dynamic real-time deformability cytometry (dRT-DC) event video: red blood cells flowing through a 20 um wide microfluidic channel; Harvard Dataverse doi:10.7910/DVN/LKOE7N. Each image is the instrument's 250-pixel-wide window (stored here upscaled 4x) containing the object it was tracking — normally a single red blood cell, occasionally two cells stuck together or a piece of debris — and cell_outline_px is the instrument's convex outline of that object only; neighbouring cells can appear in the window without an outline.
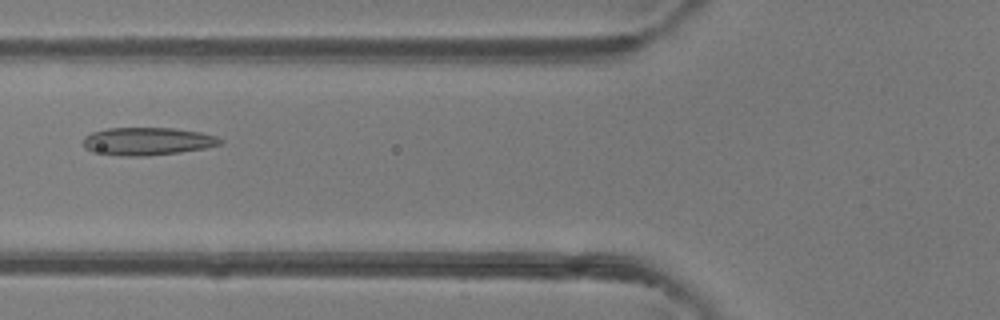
{"species": "common noctule bat (a hibernating species)", "species_latin": "Nyctalus noctula", "temperature_condition": "room temperature", "stored_images_in_passage": 14, "camera_frame_rate_fps": 3000, "um_per_image_px": 0.085, "animal": {"sex": "female"}, "frame": {"image": 1, "passage_image": 7, "time_ms": 2.0, "image_size_px": [1000, 320], "cell_outline_px": [[224, 144], [204, 148], [180, 152], [148, 156], [120, 156], [92, 152], [84, 148], [84, 136], [92, 132], [108, 128], [172, 128], [200, 132], [216, 136], [224, 140]], "centroid_in_image_um": [12.53, 12.02], "position_along_channel_um": 113.3, "area_um2": 22.37}}